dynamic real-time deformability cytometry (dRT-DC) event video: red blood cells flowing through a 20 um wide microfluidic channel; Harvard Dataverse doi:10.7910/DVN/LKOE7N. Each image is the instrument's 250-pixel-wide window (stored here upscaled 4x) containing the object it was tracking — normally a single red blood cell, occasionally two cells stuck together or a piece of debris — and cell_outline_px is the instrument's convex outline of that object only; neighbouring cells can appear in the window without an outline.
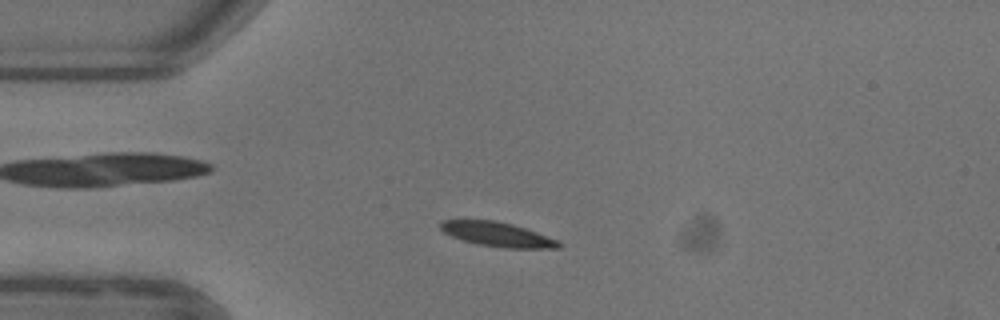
{"species": "common noctule bat (a hibernating species)", "species_latin": "Nyctalus noctula", "temperature_condition": "warm", "stored_images_in_passage": 49, "camera_frame_rate_fps": 3000, "um_per_image_px": 0.085, "animal": {"sex": "female"}, "frame": {"image": 1, "passage_image": 9, "time_ms": 2.667, "image_size_px": [1000, 320], "cell_outline_px": [[560, 248], [504, 248], [476, 244], [452, 236], [444, 232], [440, 228], [440, 220], [496, 220], [512, 224], [536, 232], [556, 240], [560, 244]], "centroid_in_image_um": [42.24, 19.92], "position_along_channel_um": 42.8, "area_um2": 16.59}}
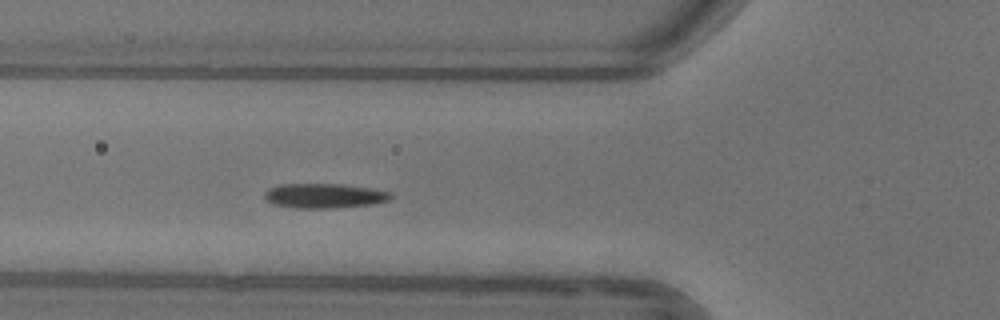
{"frame": {"image": 2, "passage_image": 15, "time_ms": 4.667, "image_size_px": [1000, 320], "cell_outline_px": [[396, 196], [388, 200], [372, 204], [332, 208], [296, 208], [272, 204], [264, 200], [264, 192], [268, 188], [280, 184], [344, 184], [372, 188], [392, 192]], "centroid_in_image_um": [27.56, 16.63], "position_along_channel_um": 98.2, "area_um2": 18.44}}
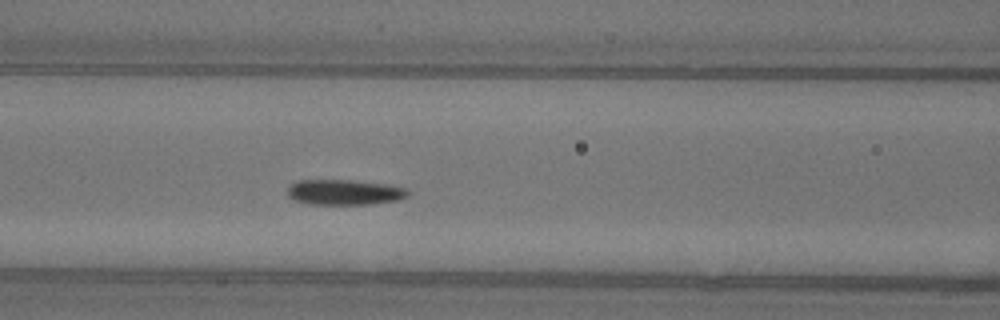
{"frame": {"image": 3, "passage_image": 18, "time_ms": 5.667, "image_size_px": [1000, 320], "cell_outline_px": [[408, 196], [400, 200], [368, 204], [308, 204], [292, 200], [288, 196], [288, 188], [296, 180], [352, 180], [384, 184], [408, 188]], "centroid_in_image_um": [29.26, 16.34], "position_along_channel_um": 137.3, "area_um2": 17.86}, "authors_computed_cell_mechanics": {"area_um2": 17.051, "velocity_mm_per_s": 3.8758, "shape_relaxation_time_tau1_ms": 3.4521, "shape_relaxation_time_tau2_ms": null, "deformation_change_tau1": 0.1086, "deformation_change_tau2": null}}